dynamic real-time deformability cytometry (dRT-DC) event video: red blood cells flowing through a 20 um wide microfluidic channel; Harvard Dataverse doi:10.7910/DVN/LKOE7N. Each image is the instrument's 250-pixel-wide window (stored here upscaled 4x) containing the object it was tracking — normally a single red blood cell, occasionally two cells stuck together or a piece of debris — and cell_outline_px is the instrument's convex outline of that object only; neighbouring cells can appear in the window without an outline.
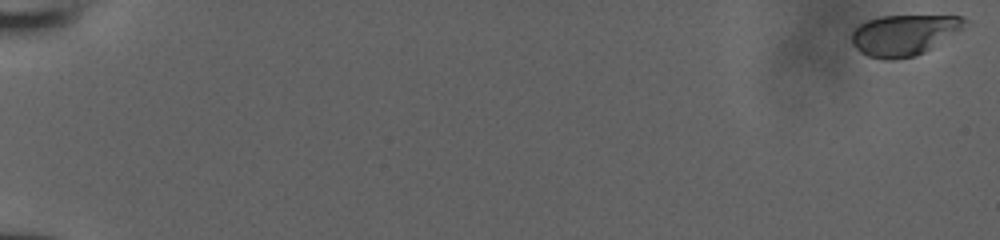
{"species": "human", "species_latin": "Homo sapiens", "temperature_condition": "room temperature", "stored_images_in_passage": 53, "camera_frame_rate_fps": 3000, "um_per_image_px": 0.085, "donor": {"sex": "male"}, "frame": {"image": 1, "passage_image": 1, "time_ms": 0.0, "image_size_px": [1000, 240], "cell_outline_px": [[968, 20], [964, 28], [924, 52], [916, 56], [892, 60], [884, 60], [868, 56], [860, 52], [852, 44], [852, 32], [860, 24], [868, 20], [880, 16], [964, 16]], "centroid_in_image_um": [76.84, 2.98], "position_along_channel_um": 8.2, "area_um2": 26.82}}
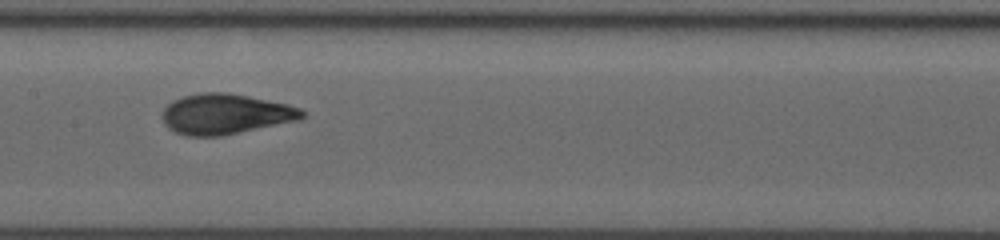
{"frame": {"image": 2, "passage_image": 30, "time_ms": 9.667, "image_size_px": [1000, 240], "cell_outline_px": [[304, 116], [300, 120], [220, 136], [188, 136], [176, 132], [168, 128], [164, 124], [160, 116], [160, 112], [172, 100], [184, 96], [200, 92], [228, 92], [288, 104], [300, 108], [304, 112]], "centroid_in_image_um": [19.12, 9.69], "position_along_channel_um": 188.3, "area_um2": 33.06}}
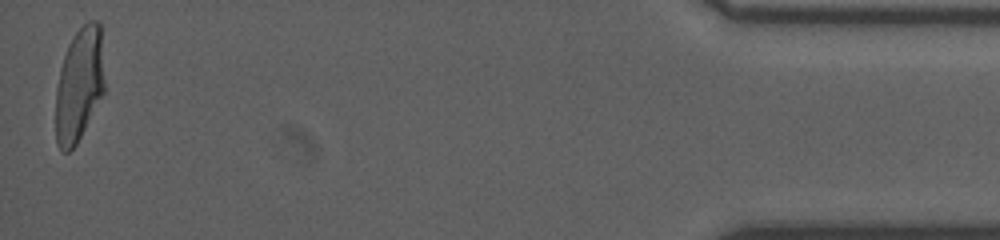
{"frame": {"image": 3, "passage_image": 53, "time_ms": 17.333, "image_size_px": [1000, 240], "cell_outline_px": [[104, 92], [76, 144], [68, 152], [60, 152], [56, 144], [56, 88], [60, 68], [68, 44], [72, 36], [88, 20], [96, 20], [100, 24], [104, 80]], "centroid_in_image_um": [6.72, 7.2], "position_along_channel_um": 428.5, "area_um2": 32.31}}